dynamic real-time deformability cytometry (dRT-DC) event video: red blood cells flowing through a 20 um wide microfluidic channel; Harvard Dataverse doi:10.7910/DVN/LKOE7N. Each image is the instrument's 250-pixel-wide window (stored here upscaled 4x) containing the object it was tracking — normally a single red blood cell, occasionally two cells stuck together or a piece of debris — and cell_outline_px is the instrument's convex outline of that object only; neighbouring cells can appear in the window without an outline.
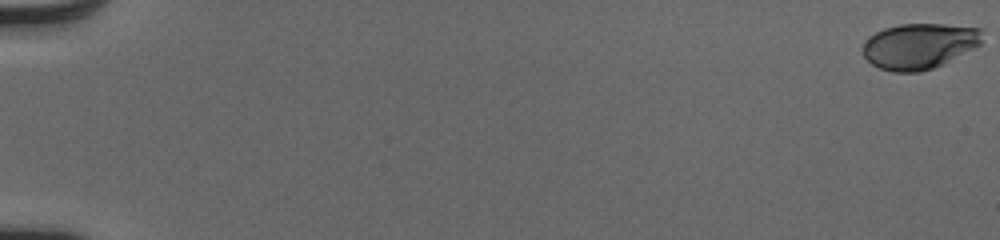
{"species": "human", "species_latin": "Homo sapiens", "temperature_condition": "cold", "stored_images_in_passage": 53, "camera_frame_rate_fps": 3000, "um_per_image_px": 0.085, "donor": {"sex": "male"}, "frame": {"image": 1, "passage_image": 1, "time_ms": 0.0, "image_size_px": [1000, 240], "cell_outline_px": [[980, 44], [976, 48], [944, 64], [920, 72], [892, 72], [880, 68], [872, 64], [864, 56], [864, 40], [868, 36], [884, 28], [900, 24], [944, 24], [980, 28]], "centroid_in_image_um": [78.12, 3.92], "position_along_channel_um": 6.9, "area_um2": 31.79}}
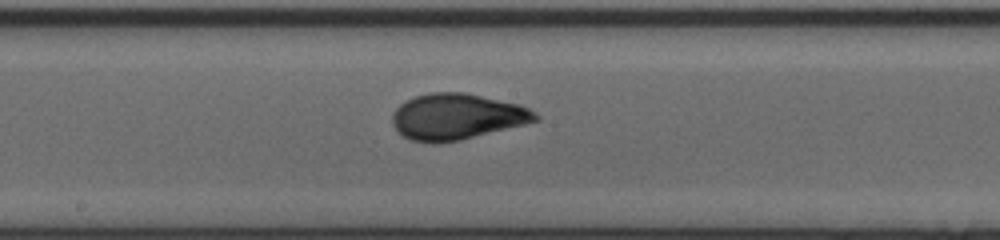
{"frame": {"image": 2, "passage_image": 31, "time_ms": 10.0, "image_size_px": [1000, 240], "cell_outline_px": [[540, 120], [460, 140], [432, 144], [412, 140], [404, 136], [392, 124], [392, 112], [404, 100], [428, 92], [464, 92], [520, 104], [536, 112], [540, 116]], "centroid_in_image_um": [38.83, 9.9], "position_along_channel_um": 209.4, "area_um2": 38.44}}
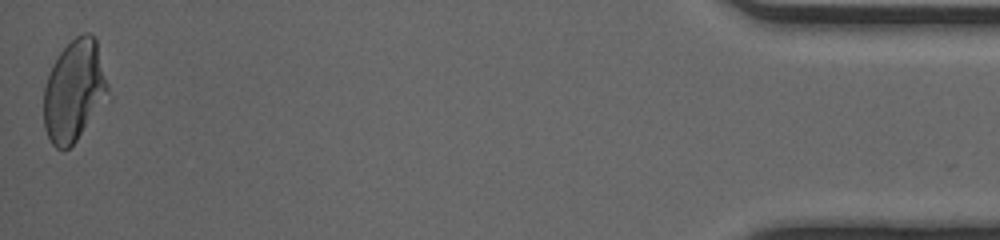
{"frame": {"image": 3, "passage_image": 53, "time_ms": 17.333, "image_size_px": [1000, 240], "cell_outline_px": [[108, 92], [76, 140], [68, 148], [56, 148], [52, 144], [44, 128], [44, 88], [52, 64], [60, 52], [76, 36], [84, 32], [88, 32], [96, 40], [108, 84]], "centroid_in_image_um": [6.26, 7.68], "position_along_channel_um": 428.9, "area_um2": 36.88}, "authors_computed_cell_mechanics": {"area_um2": 36.6452, "velocity_mm_per_s": 4.1054, "shape_relaxation_time_tau1_ms": 3.2769, "shape_relaxation_time_tau2_ms": null, "deformation_change_tau1": 0.1621, "deformation_change_tau2": null}}